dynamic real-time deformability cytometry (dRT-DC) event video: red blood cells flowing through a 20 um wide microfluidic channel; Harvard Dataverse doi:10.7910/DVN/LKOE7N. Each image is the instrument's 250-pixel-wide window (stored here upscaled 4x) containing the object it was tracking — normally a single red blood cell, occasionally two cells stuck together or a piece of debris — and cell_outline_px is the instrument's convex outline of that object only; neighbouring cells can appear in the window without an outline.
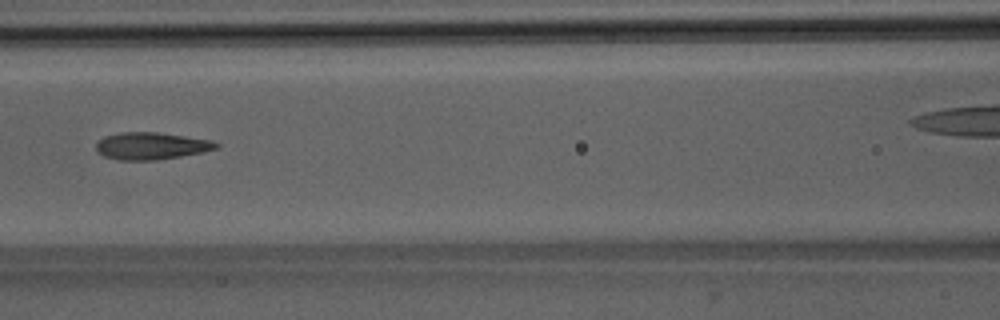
{"species": "Egyptian fruit bat (a non-hibernating species)", "species_latin": "Rousettus aegyptiacus", "temperature_condition": "room temperature", "stored_images_in_passage": 9, "camera_frame_rate_fps": 3000, "um_per_image_px": 0.085, "animal": {"sex": "male"}, "frame": {"image": 1, "passage_image": 6, "time_ms": 7.0, "image_size_px": [1000, 320], "cell_outline_px": [[220, 148], [204, 152], [156, 160], [120, 160], [104, 156], [96, 152], [96, 144], [104, 136], [120, 132], [156, 132], [212, 140], [220, 144]], "centroid_in_image_um": [12.87, 12.4], "position_along_channel_um": 153.7, "area_um2": 19.07}}